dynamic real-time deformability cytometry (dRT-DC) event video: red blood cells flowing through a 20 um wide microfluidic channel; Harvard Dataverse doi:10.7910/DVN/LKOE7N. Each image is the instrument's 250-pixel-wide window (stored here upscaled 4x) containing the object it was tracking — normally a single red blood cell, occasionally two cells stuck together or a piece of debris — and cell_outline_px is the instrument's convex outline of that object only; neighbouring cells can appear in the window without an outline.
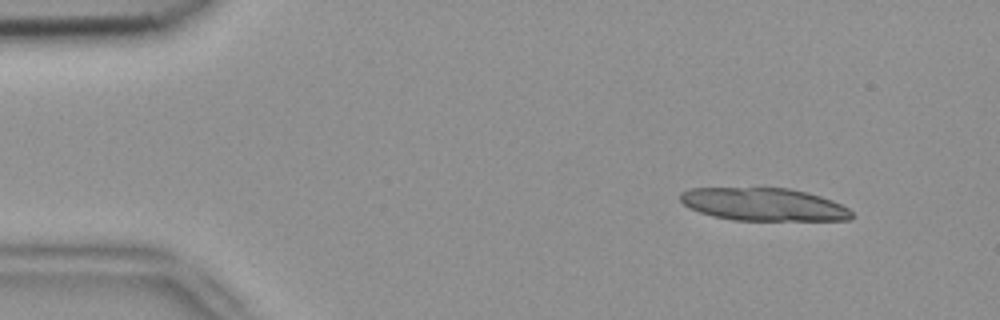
{"species": "common noctule bat (a hibernating species)", "species_latin": "Nyctalus noctula", "temperature_condition": "room temperature", "stored_images_in_passage": 5, "camera_frame_rate_fps": 3000, "um_per_image_px": 0.085, "animal": {"sex": "female", "body_mass_g": 18.4}, "frame": {"image": 1, "passage_image": 2, "time_ms": 0.333, "image_size_px": [1000, 320], "cell_outline_px": [[852, 220], [732, 220], [712, 216], [700, 212], [684, 204], [680, 200], [680, 192], [688, 188], [788, 188], [808, 192], [832, 200], [848, 208], [852, 212]], "centroid_in_image_um": [64.91, 17.37], "position_along_channel_um": 20.1, "area_um2": 32.77}}